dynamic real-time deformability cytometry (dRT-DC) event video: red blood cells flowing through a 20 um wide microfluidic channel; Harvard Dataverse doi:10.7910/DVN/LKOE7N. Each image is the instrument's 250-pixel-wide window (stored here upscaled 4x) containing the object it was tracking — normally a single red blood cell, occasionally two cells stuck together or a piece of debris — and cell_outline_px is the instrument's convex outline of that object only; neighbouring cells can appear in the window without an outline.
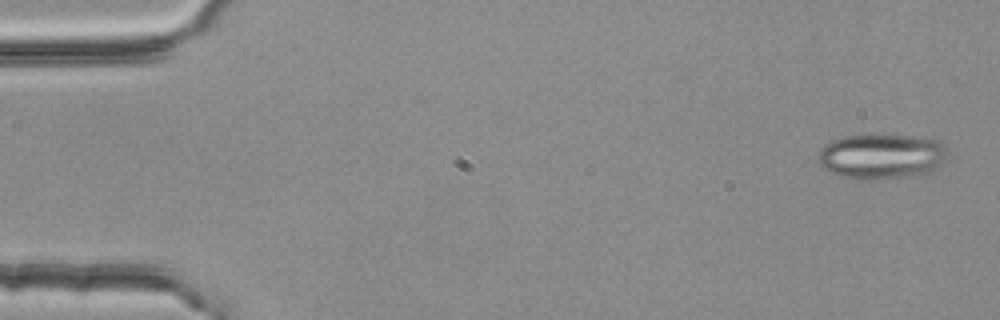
{"species": "common noctule bat (a hibernating species)", "species_latin": "Nyctalus noctula", "temperature_condition": "room temperature", "stored_images_in_passage": 5, "camera_frame_rate_fps": 3000, "um_per_image_px": 0.085, "animal": {"sex": "female", "body_mass_g": 25.1}, "frame": {"image": 1, "passage_image": 1, "time_ms": 0.0, "image_size_px": [1000, 320], "cell_outline_px": [[948, 148], [932, 172], [924, 176], [876, 180], [856, 180], [840, 176], [828, 172], [820, 168], [820, 148], [824, 144], [832, 140], [844, 136], [904, 136], [940, 140], [948, 144]], "centroid_in_image_um": [74.91, 13.34], "position_along_channel_um": 10.1, "area_um2": 34.33}}